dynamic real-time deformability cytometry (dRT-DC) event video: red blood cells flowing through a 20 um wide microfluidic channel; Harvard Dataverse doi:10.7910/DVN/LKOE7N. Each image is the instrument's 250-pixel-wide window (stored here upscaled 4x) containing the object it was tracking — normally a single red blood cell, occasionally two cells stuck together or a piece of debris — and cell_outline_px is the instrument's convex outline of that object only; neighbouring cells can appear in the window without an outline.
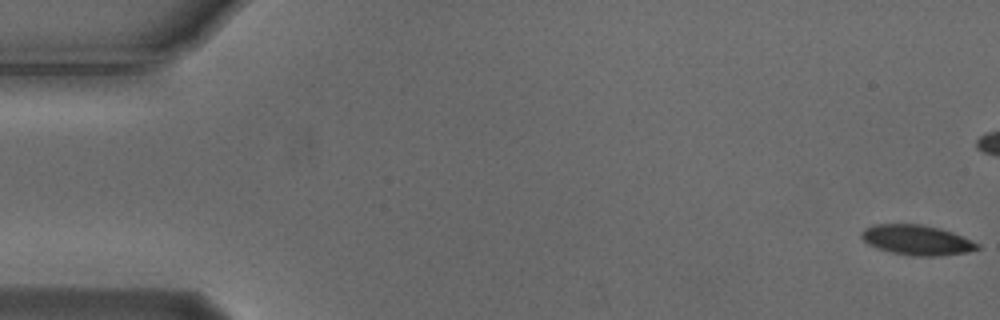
{"species": "Egyptian fruit bat (a non-hibernating species)", "species_latin": "Rousettus aegyptiacus", "temperature_condition": "cold", "stored_images_in_passage": 45, "camera_frame_rate_fps": 3000, "um_per_image_px": 0.085, "animal": {"sex": "male"}, "frame": {"image": 1, "passage_image": 1, "time_ms": 0.0, "image_size_px": [1000, 320], "cell_outline_px": [[980, 248], [968, 252], [940, 256], [912, 256], [892, 252], [876, 248], [868, 244], [860, 236], [860, 232], [864, 228], [872, 224], [920, 224], [940, 228], [952, 232], [980, 244]], "centroid_in_image_um": [77.91, 20.4], "position_along_channel_um": 7.1, "area_um2": 20.4}}
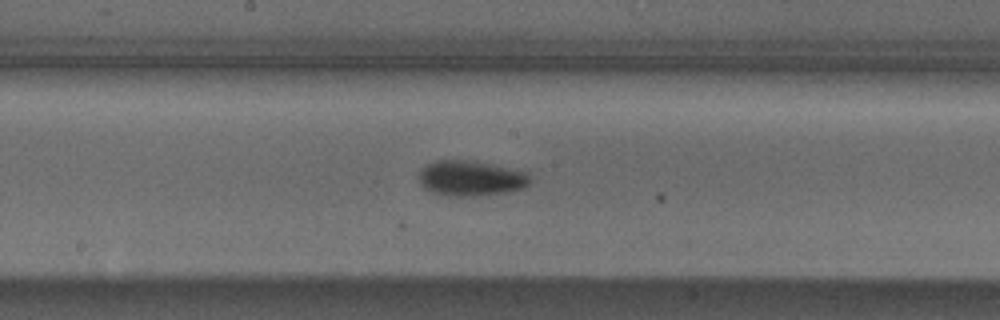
{"frame": {"image": 2, "passage_image": 29, "time_ms": 9.333, "image_size_px": [1000, 320], "cell_outline_px": [[532, 184], [524, 188], [504, 192], [472, 196], [448, 196], [432, 192], [424, 188], [420, 184], [416, 176], [420, 168], [424, 164], [436, 160], [460, 160], [488, 164], [528, 172], [532, 176]], "centroid_in_image_um": [39.98, 15.16], "position_along_channel_um": 208.2, "area_um2": 23.12}}
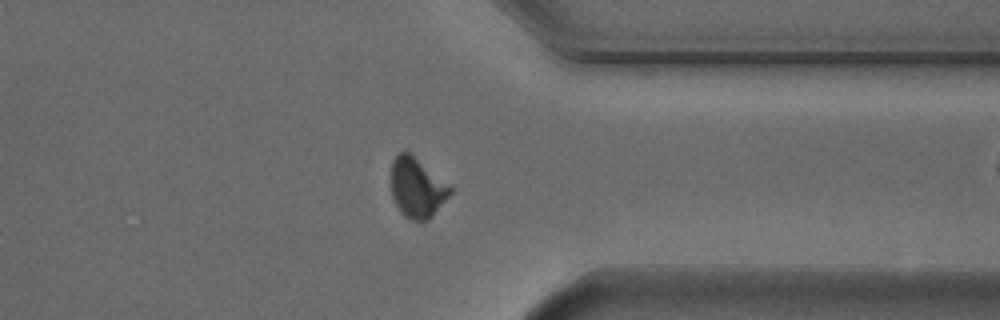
{"frame": {"image": 3, "passage_image": 43, "time_ms": 14.0, "image_size_px": [1000, 320], "cell_outline_px": [[452, 192], [432, 216], [428, 220], [412, 220], [404, 216], [400, 212], [392, 196], [392, 160], [404, 148], [452, 188]], "centroid_in_image_um": [35.42, 15.96], "position_along_channel_um": 376.0, "area_um2": 20.17}}